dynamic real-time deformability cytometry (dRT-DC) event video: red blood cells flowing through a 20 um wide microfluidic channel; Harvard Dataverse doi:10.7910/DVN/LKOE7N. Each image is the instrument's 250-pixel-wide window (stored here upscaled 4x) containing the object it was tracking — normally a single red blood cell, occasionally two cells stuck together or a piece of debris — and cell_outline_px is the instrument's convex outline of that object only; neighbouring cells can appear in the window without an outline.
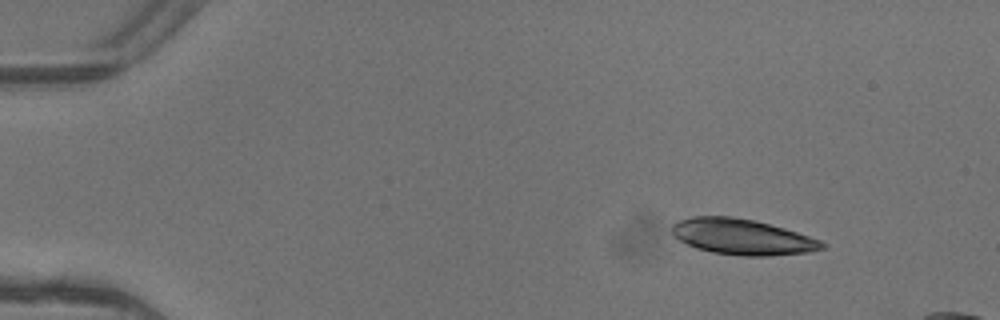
{"species": "common noctule bat (a hibernating species)", "species_latin": "Nyctalus noctula", "temperature_condition": "warm", "stored_images_in_passage": 4, "camera_frame_rate_fps": 3000, "um_per_image_px": 0.085, "animal": {"sex": "female"}, "frame": {"image": 1, "passage_image": 1, "time_ms": 0.0, "image_size_px": [1000, 320], "cell_outline_px": [[828, 248], [808, 252], [768, 256], [744, 256], [712, 252], [696, 248], [680, 240], [672, 232], [672, 224], [680, 220], [692, 216], [732, 216], [756, 220], [784, 228], [820, 240], [828, 244]], "centroid_in_image_um": [63.13, 20.13], "position_along_channel_um": 21.9, "area_um2": 31.27}}